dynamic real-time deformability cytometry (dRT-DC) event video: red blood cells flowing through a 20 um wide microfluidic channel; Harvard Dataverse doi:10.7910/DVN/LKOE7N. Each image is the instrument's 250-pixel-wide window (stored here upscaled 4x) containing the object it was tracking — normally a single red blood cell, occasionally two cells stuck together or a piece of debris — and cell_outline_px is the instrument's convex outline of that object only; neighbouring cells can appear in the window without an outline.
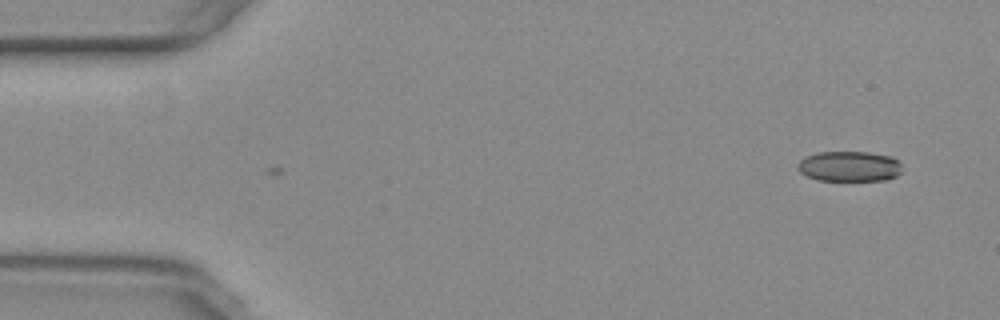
{"species": "common noctule bat (a hibernating species)", "species_latin": "Nyctalus noctula", "temperature_condition": "warm", "stored_images_in_passage": 3, "camera_frame_rate_fps": 3000, "um_per_image_px": 0.085, "animal": {"sex": "female", "body_mass_g": 29.2, "forearm_length_mm": 56.3}, "frame": {"image": 1, "passage_image": 3, "time_ms": 0.667, "image_size_px": [1000, 320], "cell_outline_px": [[900, 172], [896, 176], [888, 180], [816, 180], [800, 172], [796, 168], [796, 164], [800, 160], [808, 156], [820, 152], [868, 152], [892, 156], [900, 164]], "centroid_in_image_um": [72.18, 14.14], "position_along_channel_um": 12.8, "area_um2": 18.38}}